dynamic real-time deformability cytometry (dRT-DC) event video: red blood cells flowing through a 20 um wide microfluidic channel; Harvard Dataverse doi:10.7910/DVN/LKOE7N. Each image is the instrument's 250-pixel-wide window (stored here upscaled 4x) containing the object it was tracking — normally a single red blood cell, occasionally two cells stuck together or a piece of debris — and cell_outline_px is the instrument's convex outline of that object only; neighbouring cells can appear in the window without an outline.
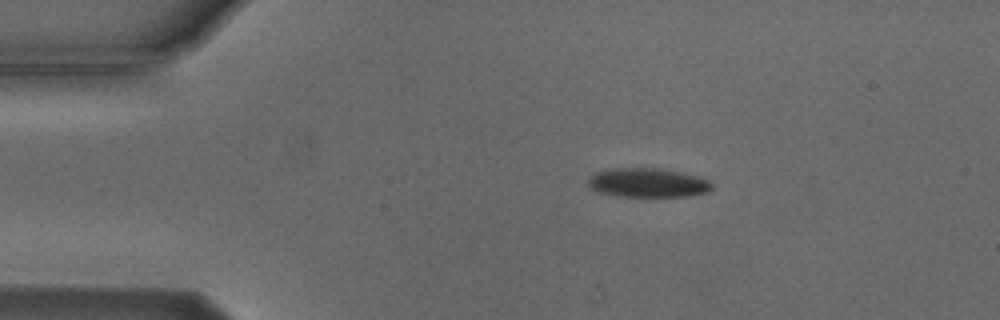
{"species": "Egyptian fruit bat (a non-hibernating species)", "species_latin": "Rousettus aegyptiacus", "temperature_condition": "cold", "stored_images_in_passage": 3, "camera_frame_rate_fps": 3000, "um_per_image_px": 0.085, "animal": {"sex": "male"}, "frame": {"image": 1, "passage_image": 1, "time_ms": 0.0, "image_size_px": [1000, 320], "cell_outline_px": [[712, 188], [708, 192], [692, 196], [616, 196], [600, 192], [592, 188], [588, 184], [588, 180], [596, 172], [608, 168], [664, 168], [684, 172], [700, 176], [708, 180], [712, 184]], "centroid_in_image_um": [55.12, 15.52], "position_along_channel_um": 29.9, "area_um2": 21.21}}